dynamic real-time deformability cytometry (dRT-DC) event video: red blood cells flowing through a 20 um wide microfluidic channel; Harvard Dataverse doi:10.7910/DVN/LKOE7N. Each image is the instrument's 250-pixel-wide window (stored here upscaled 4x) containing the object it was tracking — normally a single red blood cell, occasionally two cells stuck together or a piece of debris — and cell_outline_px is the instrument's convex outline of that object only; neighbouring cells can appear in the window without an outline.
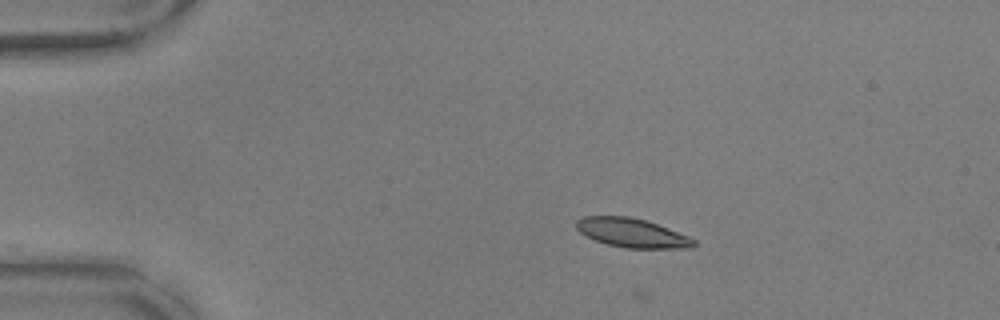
{"species": "common noctule bat (a hibernating species)", "species_latin": "Nyctalus noctula", "temperature_condition": "warm", "stored_images_in_passage": 8, "camera_frame_rate_fps": 3000, "um_per_image_px": 0.085, "animal": {"sex": "male", "body_mass_g": 17.9, "forearm_length_mm": 54.2}, "frame": {"image": 1, "passage_image": 2, "time_ms": 0.333, "image_size_px": [1000, 320], "cell_outline_px": [[696, 244], [692, 248], [624, 248], [608, 244], [596, 240], [580, 232], [576, 228], [576, 220], [584, 216], [628, 216], [644, 220], [668, 228], [688, 236], [696, 240]], "centroid_in_image_um": [53.73, 19.8], "position_along_channel_um": 31.3, "area_um2": 19.71}}